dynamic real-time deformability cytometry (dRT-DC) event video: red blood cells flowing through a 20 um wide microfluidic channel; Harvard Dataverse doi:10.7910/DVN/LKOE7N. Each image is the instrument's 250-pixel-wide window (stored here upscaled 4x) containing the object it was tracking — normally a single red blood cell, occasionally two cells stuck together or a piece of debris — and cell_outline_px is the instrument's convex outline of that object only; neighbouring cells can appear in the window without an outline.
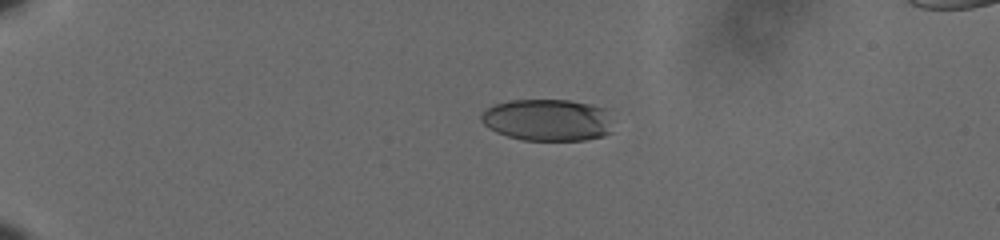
{"species": "human", "species_latin": "Homo sapiens", "temperature_condition": "cold", "stored_images_in_passage": 46, "camera_frame_rate_fps": 3000, "um_per_image_px": 0.085, "donor": {"sex": "male"}, "frame": {"image": 1, "passage_image": 1, "time_ms": 0.0, "image_size_px": [1000, 240], "cell_outline_px": [[612, 132], [604, 136], [584, 140], [524, 140], [508, 136], [496, 132], [488, 128], [480, 120], [480, 116], [488, 108], [496, 104], [508, 100], [568, 100], [592, 104], [608, 108]], "centroid_in_image_um": [46.58, 10.19], "position_along_channel_um": 38.4, "area_um2": 32.43}}
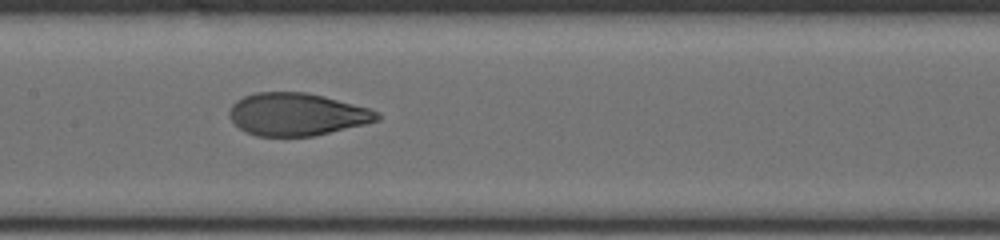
{"frame": {"image": 2, "passage_image": 19, "time_ms": 6.0, "image_size_px": [1000, 240], "cell_outline_px": [[380, 120], [364, 124], [312, 136], [256, 136], [240, 128], [232, 120], [228, 112], [232, 104], [236, 100], [244, 96], [256, 92], [304, 92], [324, 96], [372, 108], [380, 112]], "centroid_in_image_um": [25.26, 9.7], "position_along_channel_um": 182.1, "area_um2": 36.65}}
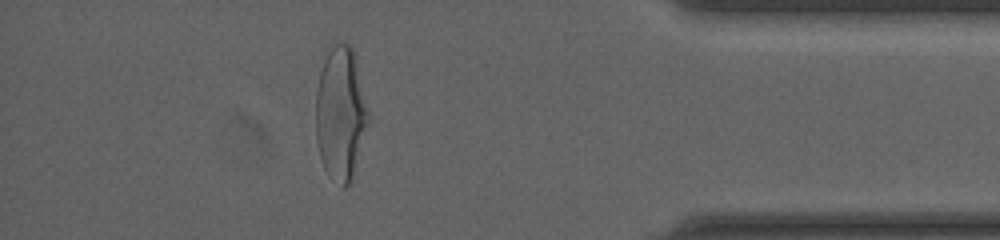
{"frame": {"image": 3, "passage_image": 40, "time_ms": 13.0, "image_size_px": [1000, 240], "cell_outline_px": [[372, 120], [348, 184], [344, 188], [324, 168], [320, 156], [316, 140], [316, 88], [320, 72], [324, 60], [332, 44], [348, 44], [352, 48], [372, 116]], "centroid_in_image_um": [28.99, 9.62], "position_along_channel_um": 406.2, "area_um2": 40.92}, "authors_computed_cell_mechanics": {"area_um2": 37.3388, "velocity_mm_per_s": 3.5991, "shape_relaxation_time_tau1_ms": 4.6349, "shape_relaxation_time_tau2_ms": 0.9515, "deformation_change_tau1": 0.2119, "deformation_change_tau2": 0.0529}}